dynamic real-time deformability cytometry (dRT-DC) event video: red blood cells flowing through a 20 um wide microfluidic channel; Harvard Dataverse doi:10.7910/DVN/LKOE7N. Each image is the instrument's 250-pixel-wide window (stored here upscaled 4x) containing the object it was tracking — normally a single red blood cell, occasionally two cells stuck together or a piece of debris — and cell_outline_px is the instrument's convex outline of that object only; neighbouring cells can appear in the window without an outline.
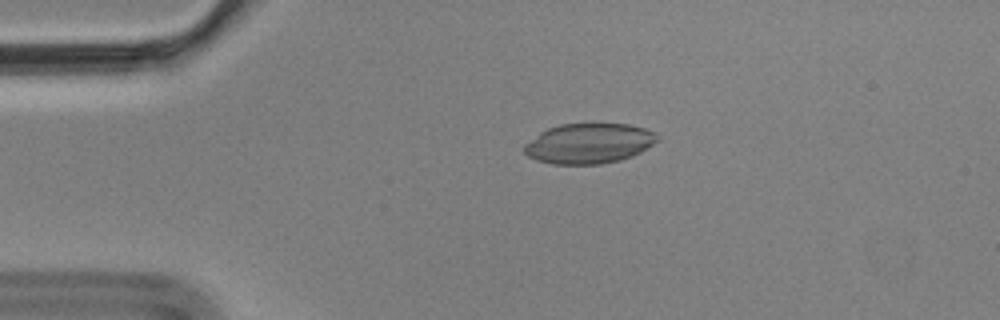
{"species": "Egyptian fruit bat (a non-hibernating species)", "species_latin": "Rousettus aegyptiacus", "temperature_condition": "cold", "stored_images_in_passage": 3, "camera_frame_rate_fps": 3000, "um_per_image_px": 0.085, "animal": {"sex": "male"}, "frame": {"image": 1, "passage_image": 2, "time_ms": 0.333, "image_size_px": [1000, 320], "cell_outline_px": [[660, 140], [640, 152], [632, 156], [620, 160], [600, 164], [552, 164], [536, 160], [528, 156], [524, 152], [524, 144], [540, 132], [548, 128], [560, 124], [628, 124], [644, 128], [656, 132], [660, 136]], "centroid_in_image_um": [50.08, 12.19], "position_along_channel_um": 34.9, "area_um2": 31.27}}